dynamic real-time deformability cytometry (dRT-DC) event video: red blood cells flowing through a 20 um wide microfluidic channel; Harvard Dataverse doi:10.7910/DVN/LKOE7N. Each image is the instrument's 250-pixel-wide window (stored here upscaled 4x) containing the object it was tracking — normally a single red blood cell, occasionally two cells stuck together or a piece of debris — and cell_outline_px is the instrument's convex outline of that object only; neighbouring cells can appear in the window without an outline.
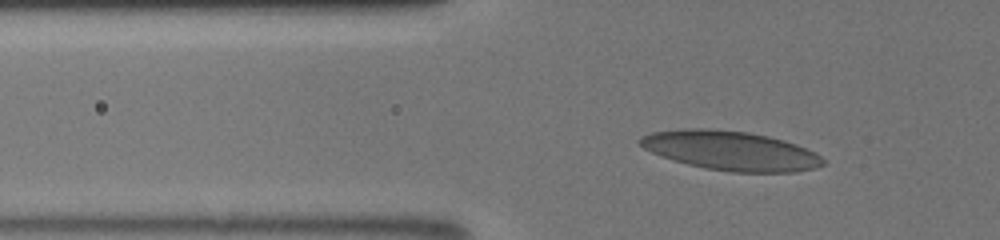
{"species": "human", "species_latin": "Homo sapiens", "temperature_condition": "room temperature", "stored_images_in_passage": 44, "camera_frame_rate_fps": 3000, "um_per_image_px": 0.085, "donor": {"sex": "male"}, "frame": {"image": 1, "passage_image": 13, "time_ms": 4.0, "image_size_px": [1000, 240], "cell_outline_px": [[824, 164], [816, 168], [796, 172], [728, 172], [704, 168], [672, 160], [660, 156], [644, 148], [636, 140], [640, 136], [652, 132], [684, 128], [708, 128], [748, 132], [768, 136], [784, 140], [796, 144], [820, 156], [824, 160]], "centroid_in_image_um": [62.06, 12.8], "position_along_channel_um": 63.7, "area_um2": 42.02}}
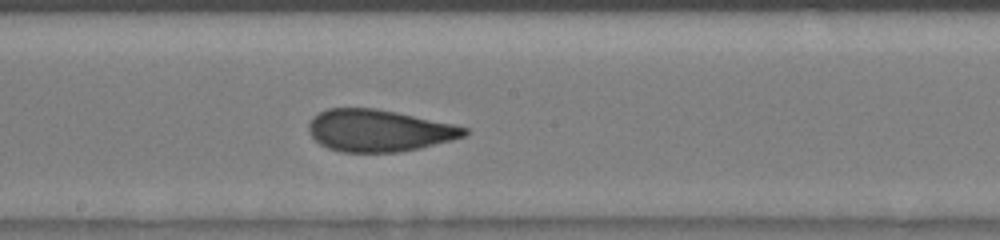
{"frame": {"image": 2, "passage_image": 25, "time_ms": 8.0, "image_size_px": [1000, 240], "cell_outline_px": [[468, 132], [464, 136], [452, 140], [420, 148], [396, 152], [340, 152], [328, 148], [320, 144], [308, 132], [308, 124], [312, 116], [328, 108], [376, 108], [396, 112], [452, 124], [468, 128]], "centroid_in_image_um": [32.16, 11.1], "position_along_channel_um": 216.0, "area_um2": 37.97}}
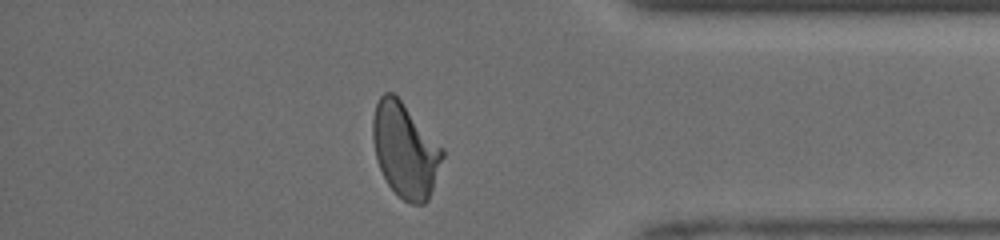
{"frame": {"image": 3, "passage_image": 39, "time_ms": 12.667, "image_size_px": [1000, 240], "cell_outline_px": [[444, 156], [428, 200], [424, 204], [412, 204], [404, 200], [388, 184], [376, 160], [372, 140], [372, 120], [376, 104], [380, 96], [384, 92], [392, 92], [400, 100], [444, 148]], "centroid_in_image_um": [34.43, 12.76], "position_along_channel_um": 400.8, "area_um2": 38.09}}